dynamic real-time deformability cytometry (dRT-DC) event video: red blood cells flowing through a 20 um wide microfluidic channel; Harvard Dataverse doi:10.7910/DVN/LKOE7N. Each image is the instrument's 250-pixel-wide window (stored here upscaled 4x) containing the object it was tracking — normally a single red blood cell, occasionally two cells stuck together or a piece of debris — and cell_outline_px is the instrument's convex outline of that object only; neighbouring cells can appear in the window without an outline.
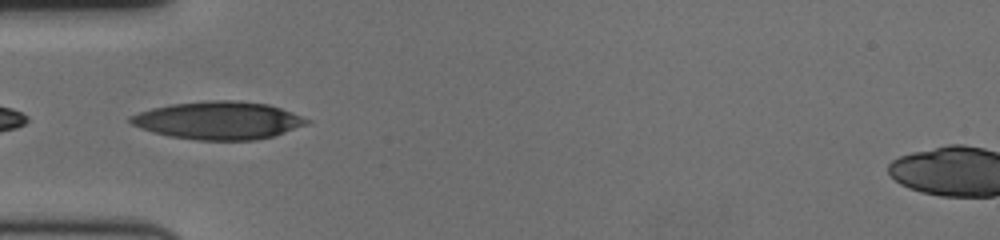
{"species": "human", "species_latin": "Homo sapiens", "temperature_condition": "cold", "stored_images_in_passage": 41, "camera_frame_rate_fps": 3000, "um_per_image_px": 0.085, "donor": {"sex": "female"}, "frame": {"image": 1, "passage_image": 1, "time_ms": 0.0, "image_size_px": [1000, 240], "cell_outline_px": [[312, 120], [308, 124], [276, 136], [256, 140], [196, 140], [168, 136], [140, 128], [132, 124], [128, 120], [128, 116], [152, 108], [172, 104], [208, 100], [236, 100], [268, 104], [292, 112]], "centroid_in_image_um": [18.6, 10.24], "position_along_channel_um": 66.4, "area_um2": 39.07}}
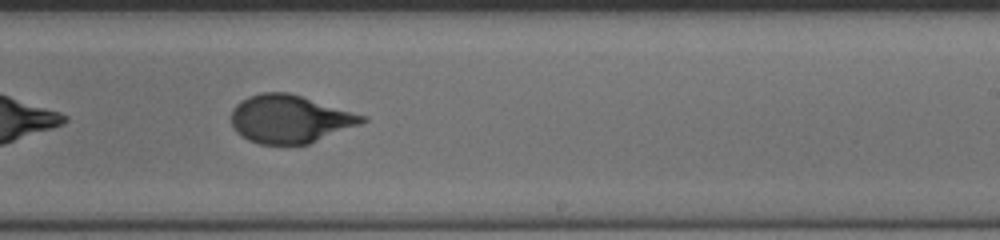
{"frame": {"image": 2, "passage_image": 18, "time_ms": 5.667, "image_size_px": [1000, 240], "cell_outline_px": [[368, 120], [360, 124], [308, 144], [260, 144], [248, 140], [240, 136], [232, 128], [232, 108], [240, 100], [248, 96], [260, 92], [288, 92], [368, 116]], "centroid_in_image_um": [24.61, 10.11], "position_along_channel_um": 264.4, "area_um2": 36.7}}
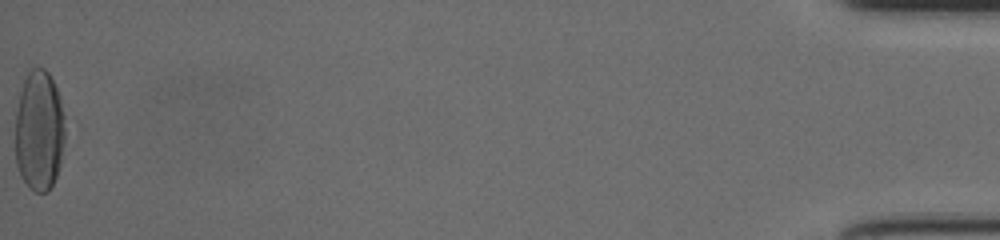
{"frame": {"image": 3, "passage_image": 41, "time_ms": 13.333, "image_size_px": [1000, 240], "cell_outline_px": [[64, 140], [60, 164], [56, 176], [48, 192], [36, 192], [28, 188], [20, 176], [16, 164], [16, 112], [20, 92], [24, 80], [28, 72], [32, 68], [44, 68], [48, 72], [60, 96], [64, 116]], "centroid_in_image_um": [3.33, 11.13], "position_along_channel_um": 431.9, "area_um2": 35.08}, "authors_computed_cell_mechanics": {"area_um2": 36.7608, "velocity_mm_per_s": 3.516, "shape_relaxation_time_tau1_ms": 5.1132, "shape_relaxation_time_tau2_ms": 0.8948, "deformation_change_tau1": 0.2079, "deformation_change_tau2": 0.0615}}